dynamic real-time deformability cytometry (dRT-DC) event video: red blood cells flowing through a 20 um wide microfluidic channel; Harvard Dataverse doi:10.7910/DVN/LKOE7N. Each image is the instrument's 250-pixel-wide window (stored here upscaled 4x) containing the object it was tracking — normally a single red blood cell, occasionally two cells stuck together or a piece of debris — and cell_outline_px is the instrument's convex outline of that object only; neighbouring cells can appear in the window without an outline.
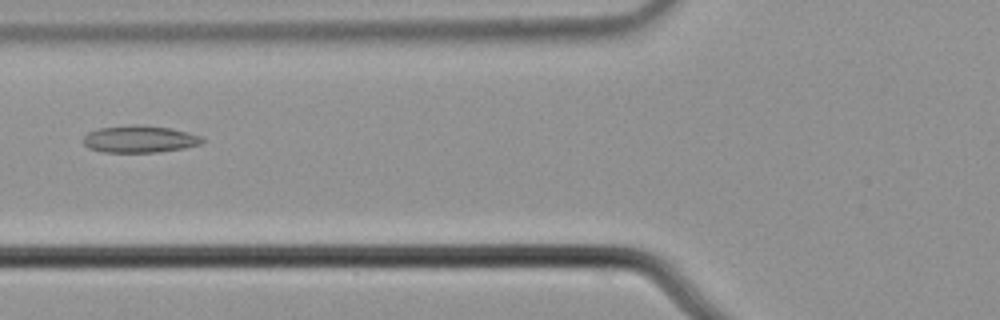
{"species": "common noctule bat (a hibernating species)", "species_latin": "Nyctalus noctula", "temperature_condition": "cold", "stored_images_in_passage": 7, "camera_frame_rate_fps": 3000, "um_per_image_px": 0.085, "animal": {"sex": "male", "body_mass_g": 21.5, "forearm_length_mm": 52.0}, "frame": {"image": 1, "passage_image": 7, "time_ms": 2.0, "image_size_px": [1000, 320], "cell_outline_px": [[204, 140], [200, 144], [184, 148], [156, 152], [104, 152], [88, 148], [84, 144], [84, 136], [88, 132], [100, 128], [132, 124], [144, 124], [172, 128], [204, 136]], "centroid_in_image_um": [11.9, 11.81], "position_along_channel_um": 113.9, "area_um2": 18.96}}